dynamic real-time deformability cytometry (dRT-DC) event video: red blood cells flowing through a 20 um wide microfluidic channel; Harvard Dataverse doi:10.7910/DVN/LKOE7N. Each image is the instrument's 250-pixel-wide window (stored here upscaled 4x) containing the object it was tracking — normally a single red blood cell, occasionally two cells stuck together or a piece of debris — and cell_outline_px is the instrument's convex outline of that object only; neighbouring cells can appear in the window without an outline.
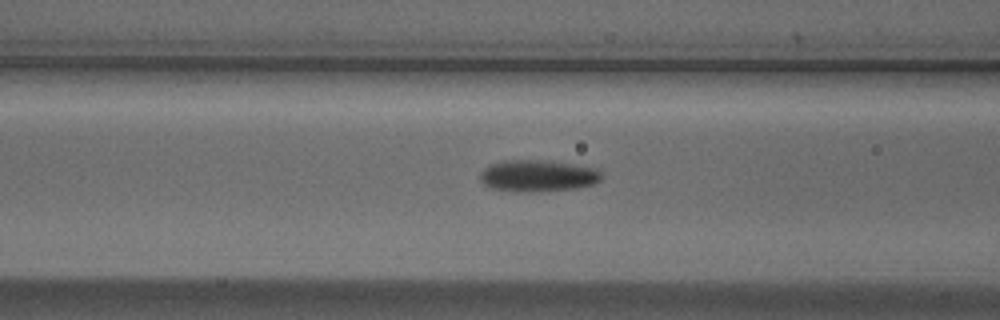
{"species": "Egyptian fruit bat (a non-hibernating species)", "species_latin": "Rousettus aegyptiacus", "temperature_condition": "cold", "stored_images_in_passage": 12, "camera_frame_rate_fps": 3000, "um_per_image_px": 0.085, "animal": {"sex": "male"}, "frame": {"image": 1, "passage_image": 10, "time_ms": 3.0, "image_size_px": [1000, 320], "cell_outline_px": [[604, 176], [596, 184], [576, 188], [540, 192], [516, 192], [492, 188], [484, 184], [480, 180], [480, 176], [484, 168], [492, 164], [508, 160], [544, 160], [572, 164], [596, 168]], "centroid_in_image_um": [45.75, 14.96], "position_along_channel_um": 120.8, "area_um2": 22.54}}